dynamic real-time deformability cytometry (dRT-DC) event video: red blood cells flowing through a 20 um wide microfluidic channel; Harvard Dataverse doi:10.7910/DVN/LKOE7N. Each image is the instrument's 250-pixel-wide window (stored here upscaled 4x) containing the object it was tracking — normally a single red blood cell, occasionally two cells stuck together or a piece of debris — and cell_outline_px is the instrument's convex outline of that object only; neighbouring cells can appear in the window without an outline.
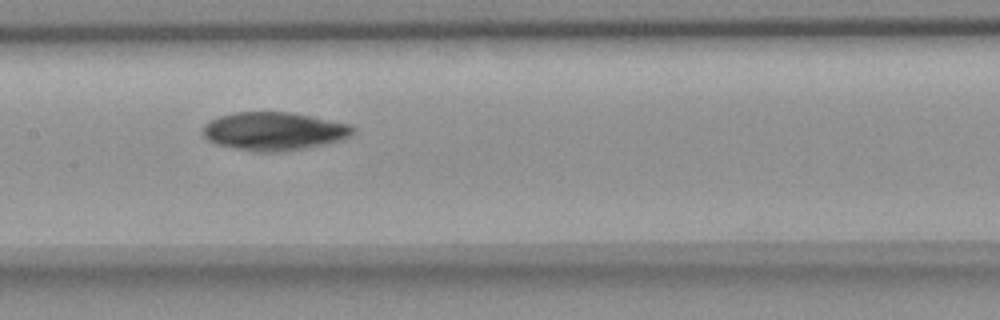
{"species": "common noctule bat (a hibernating species)", "species_latin": "Nyctalus noctula", "temperature_condition": "room temperature", "stored_images_in_passage": 36, "camera_frame_rate_fps": 3000, "um_per_image_px": 0.085, "animal": {"sex": "female", "body_mass_g": 18.4}, "frame": {"image": 1, "passage_image": 12, "time_ms": 3.667, "image_size_px": [1000, 320], "cell_outline_px": [[356, 132], [344, 140], [328, 144], [284, 152], [252, 152], [220, 144], [208, 140], [204, 136], [204, 124], [220, 116], [232, 112], [292, 112], [352, 124], [356, 128]], "centroid_in_image_um": [23.39, 11.16], "position_along_channel_um": 184.0, "area_um2": 33.81}}
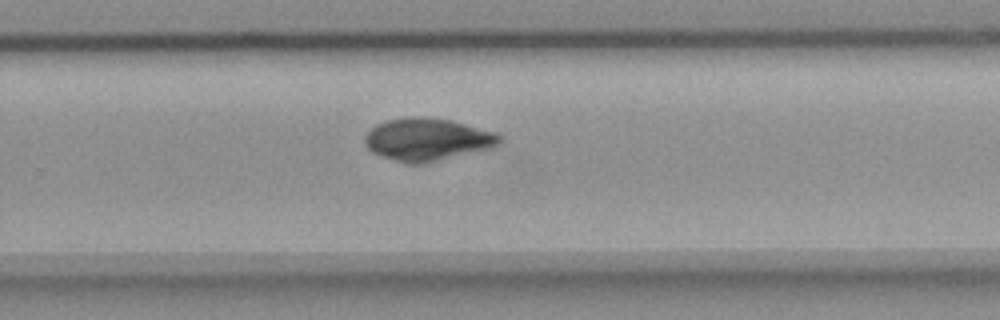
{"frame": {"image": 2, "passage_image": 21, "time_ms": 6.667, "image_size_px": [1000, 320], "cell_outline_px": [[504, 136], [500, 144], [492, 148], [420, 164], [404, 164], [380, 156], [372, 152], [364, 144], [364, 136], [376, 124], [388, 120], [412, 116], [424, 116], [452, 120], [496, 132]], "centroid_in_image_um": [36.33, 11.85], "position_along_channel_um": 293.5, "area_um2": 33.76}}
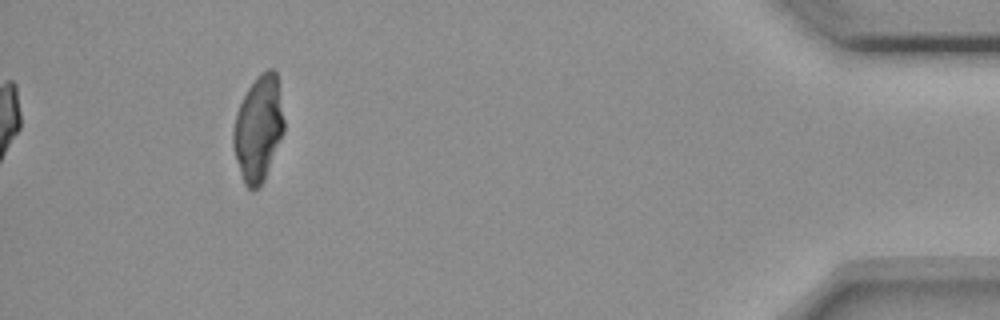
{"frame": {"image": 3, "passage_image": 36, "time_ms": 11.667, "image_size_px": [1000, 320], "cell_outline_px": [[284, 132], [264, 180], [260, 188], [252, 192], [244, 184], [236, 160], [232, 144], [232, 132], [236, 112], [248, 88], [256, 76], [260, 72], [268, 68], [276, 68], [284, 120]], "centroid_in_image_um": [21.96, 10.92], "position_along_channel_um": 413.2, "area_um2": 31.56}}